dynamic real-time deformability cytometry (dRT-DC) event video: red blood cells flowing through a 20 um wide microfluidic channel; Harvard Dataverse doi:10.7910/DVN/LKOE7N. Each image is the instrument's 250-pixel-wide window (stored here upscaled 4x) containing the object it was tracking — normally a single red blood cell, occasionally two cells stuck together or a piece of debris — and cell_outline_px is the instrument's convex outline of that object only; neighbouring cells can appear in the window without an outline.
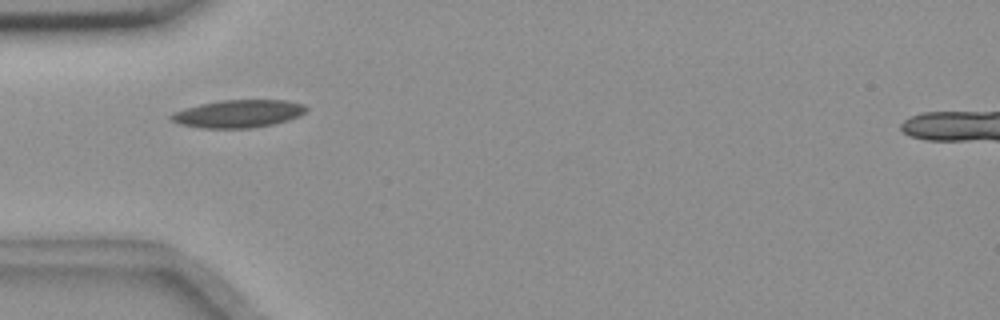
{"species": "common noctule bat (a hibernating species)", "species_latin": "Nyctalus noctula", "temperature_condition": "room temperature", "stored_images_in_passage": 7, "camera_frame_rate_fps": 3000, "um_per_image_px": 0.085, "animal": {"sex": "female", "body_mass_g": 18.4}, "frame": {"image": 1, "passage_image": 6, "time_ms": 5.667, "image_size_px": [1000, 320], "cell_outline_px": [[308, 112], [300, 116], [288, 120], [272, 124], [252, 128], [200, 128], [180, 124], [168, 120], [168, 116], [172, 112], [184, 108], [200, 104], [220, 100], [288, 100], [304, 104], [308, 108]], "centroid_in_image_um": [20.25, 9.66], "position_along_channel_um": 64.8, "area_um2": 22.2}}
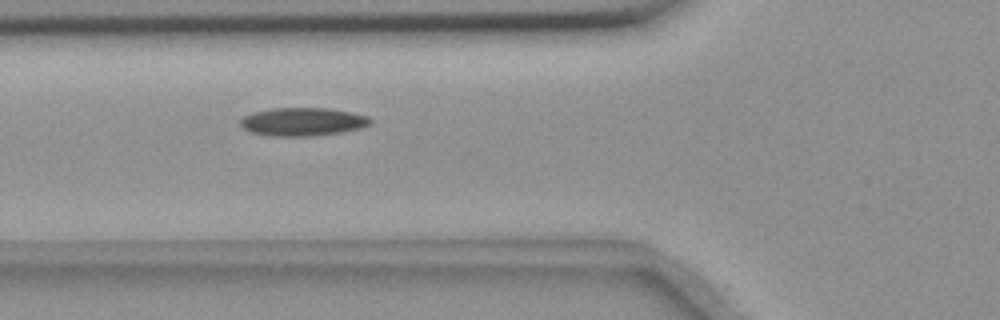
{"frame": {"image": 2, "passage_image": 7, "time_ms": 6.667, "image_size_px": [1000, 320], "cell_outline_px": [[372, 124], [360, 128], [340, 132], [316, 136], [268, 136], [252, 132], [244, 128], [240, 124], [240, 120], [244, 116], [256, 112], [272, 108], [328, 108], [352, 112], [368, 116], [372, 120]], "centroid_in_image_um": [25.76, 10.35], "position_along_channel_um": 100.0, "area_um2": 21.39}}